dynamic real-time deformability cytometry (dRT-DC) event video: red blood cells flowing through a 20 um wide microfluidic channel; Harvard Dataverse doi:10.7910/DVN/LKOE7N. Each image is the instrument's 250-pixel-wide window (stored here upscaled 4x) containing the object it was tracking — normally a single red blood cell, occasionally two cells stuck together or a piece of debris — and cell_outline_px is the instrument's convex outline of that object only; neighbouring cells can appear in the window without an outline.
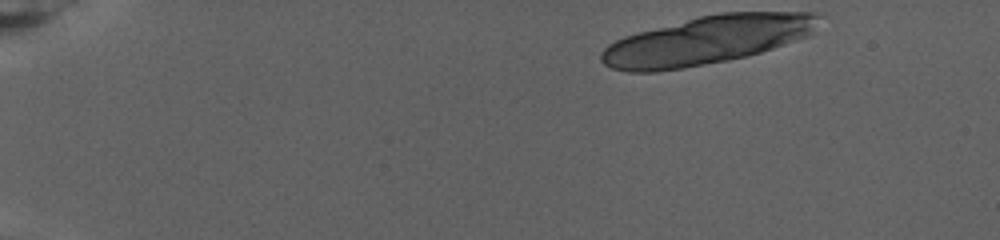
{"species": "human", "species_latin": "Homo sapiens", "temperature_condition": "warm", "stored_images_in_passage": 26, "segment_of_instrument_passage": [1, 2], "camera_frame_rate_fps": 3000, "um_per_image_px": 0.085, "donor": {"sex": "female"}, "frame": {"image": 1, "passage_image": 1, "time_ms": 0.0, "image_size_px": [1000, 240], "cell_outline_px": [[820, 16], [812, 32], [808, 36], [760, 52], [728, 60], [684, 68], [656, 72], [628, 72], [612, 68], [604, 64], [600, 60], [600, 52], [608, 44], [624, 36], [700, 16], [720, 12], [816, 12]], "centroid_in_image_um": [60.05, 3.42], "position_along_channel_um": 24.9, "area_um2": 60.92}}